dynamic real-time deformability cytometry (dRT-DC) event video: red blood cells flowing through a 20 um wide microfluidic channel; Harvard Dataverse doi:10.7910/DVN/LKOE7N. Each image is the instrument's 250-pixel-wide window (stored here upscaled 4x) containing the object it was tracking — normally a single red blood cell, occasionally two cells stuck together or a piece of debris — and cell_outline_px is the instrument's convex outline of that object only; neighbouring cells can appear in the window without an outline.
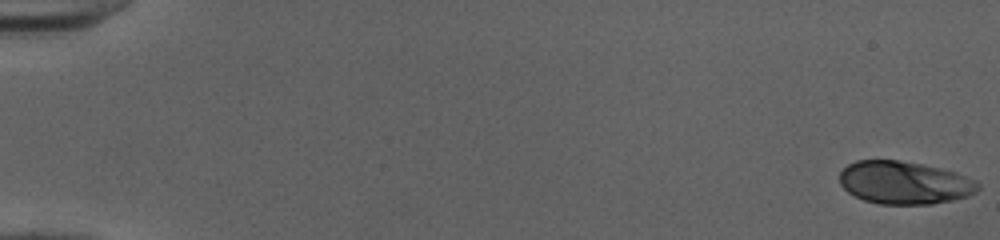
{"species": "human", "species_latin": "Homo sapiens", "temperature_condition": "cold", "stored_images_in_passage": 52, "camera_frame_rate_fps": 3000, "um_per_image_px": 0.085, "donor": {"sex": "female"}, "frame": {"image": 1, "passage_image": 1, "time_ms": 0.0, "image_size_px": [1000, 240], "cell_outline_px": [[980, 188], [976, 192], [968, 196], [956, 200], [932, 204], [880, 204], [864, 200], [848, 192], [840, 184], [840, 172], [848, 164], [856, 160], [896, 160], [920, 164], [940, 168], [956, 172], [976, 180], [980, 184]], "centroid_in_image_um": [76.9, 15.53], "position_along_channel_um": 8.1, "area_um2": 34.68}}
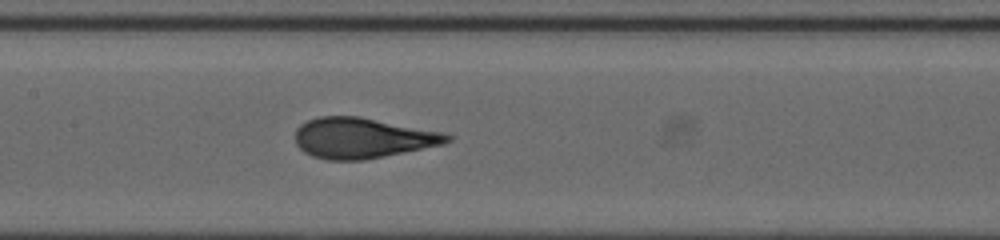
{"frame": {"image": 2, "passage_image": 27, "time_ms": 8.667, "image_size_px": [1000, 240], "cell_outline_px": [[452, 140], [444, 144], [364, 160], [328, 160], [312, 156], [304, 152], [296, 144], [296, 128], [300, 124], [308, 120], [320, 116], [360, 116], [444, 132], [452, 136]], "centroid_in_image_um": [30.81, 11.72], "position_along_channel_um": 176.6, "area_um2": 35.95}}
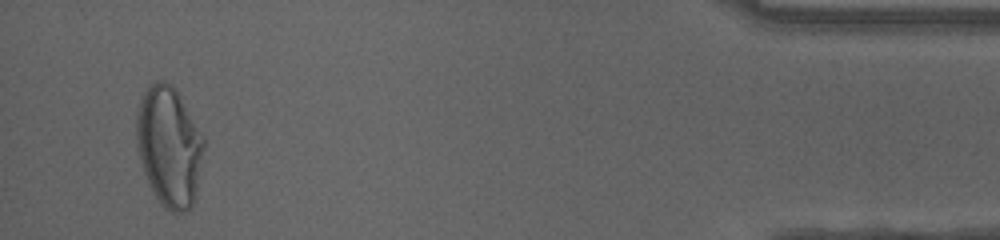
{"frame": {"image": 3, "passage_image": 50, "time_ms": 16.333, "image_size_px": [1000, 240], "cell_outline_px": [[204, 148], [196, 200], [184, 212], [172, 212], [164, 208], [148, 184], [140, 160], [136, 144], [136, 112], [140, 100], [148, 84], [156, 80], [164, 80], [172, 84], [176, 88], [204, 136]], "centroid_in_image_um": [14.38, 12.41], "position_along_channel_um": 420.8, "area_um2": 47.8}, "authors_computed_cell_mechanics": {"area_um2": 35.4603, "velocity_mm_per_s": 4.0416, "shape_relaxation_time_tau1_ms": 4.5318, "shape_relaxation_time_tau2_ms": null, "deformation_change_tau1": 0.2118, "deformation_change_tau2": null}}